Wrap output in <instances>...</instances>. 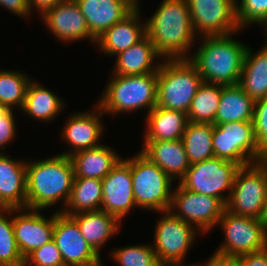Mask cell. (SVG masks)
<instances>
[{
	"label": "cell",
	"mask_w": 267,
	"mask_h": 266,
	"mask_svg": "<svg viewBox=\"0 0 267 266\" xmlns=\"http://www.w3.org/2000/svg\"><path fill=\"white\" fill-rule=\"evenodd\" d=\"M14 110L10 109L0 119V153L5 151V147L9 145L16 137L17 121L15 120Z\"/></svg>",
	"instance_id": "39"
},
{
	"label": "cell",
	"mask_w": 267,
	"mask_h": 266,
	"mask_svg": "<svg viewBox=\"0 0 267 266\" xmlns=\"http://www.w3.org/2000/svg\"><path fill=\"white\" fill-rule=\"evenodd\" d=\"M64 101L60 95L32 79L28 84L26 97L20 112H23L28 118L48 124L54 121L59 113L61 114V111L65 109Z\"/></svg>",
	"instance_id": "27"
},
{
	"label": "cell",
	"mask_w": 267,
	"mask_h": 266,
	"mask_svg": "<svg viewBox=\"0 0 267 266\" xmlns=\"http://www.w3.org/2000/svg\"><path fill=\"white\" fill-rule=\"evenodd\" d=\"M115 60L111 73L113 75L158 73L163 61L147 36L137 44L117 54Z\"/></svg>",
	"instance_id": "23"
},
{
	"label": "cell",
	"mask_w": 267,
	"mask_h": 266,
	"mask_svg": "<svg viewBox=\"0 0 267 266\" xmlns=\"http://www.w3.org/2000/svg\"><path fill=\"white\" fill-rule=\"evenodd\" d=\"M213 151L215 157L232 161L240 167L258 162L252 121L213 124Z\"/></svg>",
	"instance_id": "11"
},
{
	"label": "cell",
	"mask_w": 267,
	"mask_h": 266,
	"mask_svg": "<svg viewBox=\"0 0 267 266\" xmlns=\"http://www.w3.org/2000/svg\"><path fill=\"white\" fill-rule=\"evenodd\" d=\"M0 266H24L13 229V209L0 208Z\"/></svg>",
	"instance_id": "34"
},
{
	"label": "cell",
	"mask_w": 267,
	"mask_h": 266,
	"mask_svg": "<svg viewBox=\"0 0 267 266\" xmlns=\"http://www.w3.org/2000/svg\"><path fill=\"white\" fill-rule=\"evenodd\" d=\"M63 0H28L31 15L33 11H36L40 16H42L48 9L54 7L56 4L62 2Z\"/></svg>",
	"instance_id": "43"
},
{
	"label": "cell",
	"mask_w": 267,
	"mask_h": 266,
	"mask_svg": "<svg viewBox=\"0 0 267 266\" xmlns=\"http://www.w3.org/2000/svg\"><path fill=\"white\" fill-rule=\"evenodd\" d=\"M0 6L22 19L29 18L31 15L28 0H0Z\"/></svg>",
	"instance_id": "40"
},
{
	"label": "cell",
	"mask_w": 267,
	"mask_h": 266,
	"mask_svg": "<svg viewBox=\"0 0 267 266\" xmlns=\"http://www.w3.org/2000/svg\"><path fill=\"white\" fill-rule=\"evenodd\" d=\"M154 229L153 250L162 266H196L186 264L187 254L196 243L200 232L188 222L174 216L170 211H161Z\"/></svg>",
	"instance_id": "7"
},
{
	"label": "cell",
	"mask_w": 267,
	"mask_h": 266,
	"mask_svg": "<svg viewBox=\"0 0 267 266\" xmlns=\"http://www.w3.org/2000/svg\"><path fill=\"white\" fill-rule=\"evenodd\" d=\"M24 266H65L61 253L52 239L24 259Z\"/></svg>",
	"instance_id": "38"
},
{
	"label": "cell",
	"mask_w": 267,
	"mask_h": 266,
	"mask_svg": "<svg viewBox=\"0 0 267 266\" xmlns=\"http://www.w3.org/2000/svg\"><path fill=\"white\" fill-rule=\"evenodd\" d=\"M221 97V85L203 82L187 112L189 122L215 124Z\"/></svg>",
	"instance_id": "32"
},
{
	"label": "cell",
	"mask_w": 267,
	"mask_h": 266,
	"mask_svg": "<svg viewBox=\"0 0 267 266\" xmlns=\"http://www.w3.org/2000/svg\"><path fill=\"white\" fill-rule=\"evenodd\" d=\"M111 76L96 103L105 115L148 114L157 106V73Z\"/></svg>",
	"instance_id": "4"
},
{
	"label": "cell",
	"mask_w": 267,
	"mask_h": 266,
	"mask_svg": "<svg viewBox=\"0 0 267 266\" xmlns=\"http://www.w3.org/2000/svg\"><path fill=\"white\" fill-rule=\"evenodd\" d=\"M263 31H264L263 33H265L264 37L266 36L264 40H265V43L267 44V23L264 25Z\"/></svg>",
	"instance_id": "47"
},
{
	"label": "cell",
	"mask_w": 267,
	"mask_h": 266,
	"mask_svg": "<svg viewBox=\"0 0 267 266\" xmlns=\"http://www.w3.org/2000/svg\"><path fill=\"white\" fill-rule=\"evenodd\" d=\"M145 22L146 36L162 60L190 58V51L198 37L192 25L187 0H162Z\"/></svg>",
	"instance_id": "1"
},
{
	"label": "cell",
	"mask_w": 267,
	"mask_h": 266,
	"mask_svg": "<svg viewBox=\"0 0 267 266\" xmlns=\"http://www.w3.org/2000/svg\"><path fill=\"white\" fill-rule=\"evenodd\" d=\"M239 168L235 162L214 157L190 165L178 183L191 192L216 197L226 205Z\"/></svg>",
	"instance_id": "9"
},
{
	"label": "cell",
	"mask_w": 267,
	"mask_h": 266,
	"mask_svg": "<svg viewBox=\"0 0 267 266\" xmlns=\"http://www.w3.org/2000/svg\"><path fill=\"white\" fill-rule=\"evenodd\" d=\"M212 138L213 124L188 122L182 141L190 165L215 157Z\"/></svg>",
	"instance_id": "31"
},
{
	"label": "cell",
	"mask_w": 267,
	"mask_h": 266,
	"mask_svg": "<svg viewBox=\"0 0 267 266\" xmlns=\"http://www.w3.org/2000/svg\"><path fill=\"white\" fill-rule=\"evenodd\" d=\"M260 221L263 224V226L266 230V233H267V198H266V202L264 204V210H263L262 216L260 218Z\"/></svg>",
	"instance_id": "44"
},
{
	"label": "cell",
	"mask_w": 267,
	"mask_h": 266,
	"mask_svg": "<svg viewBox=\"0 0 267 266\" xmlns=\"http://www.w3.org/2000/svg\"><path fill=\"white\" fill-rule=\"evenodd\" d=\"M252 123L259 162L261 156L267 152V97L255 101Z\"/></svg>",
	"instance_id": "37"
},
{
	"label": "cell",
	"mask_w": 267,
	"mask_h": 266,
	"mask_svg": "<svg viewBox=\"0 0 267 266\" xmlns=\"http://www.w3.org/2000/svg\"><path fill=\"white\" fill-rule=\"evenodd\" d=\"M139 149L147 158L168 174L174 182L184 177L190 167L182 139L175 141H143Z\"/></svg>",
	"instance_id": "22"
},
{
	"label": "cell",
	"mask_w": 267,
	"mask_h": 266,
	"mask_svg": "<svg viewBox=\"0 0 267 266\" xmlns=\"http://www.w3.org/2000/svg\"><path fill=\"white\" fill-rule=\"evenodd\" d=\"M10 109L6 106L0 105V119L3 117Z\"/></svg>",
	"instance_id": "46"
},
{
	"label": "cell",
	"mask_w": 267,
	"mask_h": 266,
	"mask_svg": "<svg viewBox=\"0 0 267 266\" xmlns=\"http://www.w3.org/2000/svg\"><path fill=\"white\" fill-rule=\"evenodd\" d=\"M27 208L45 210L63 203L64 210L75 178L70 156L55 154L46 159L26 160Z\"/></svg>",
	"instance_id": "2"
},
{
	"label": "cell",
	"mask_w": 267,
	"mask_h": 266,
	"mask_svg": "<svg viewBox=\"0 0 267 266\" xmlns=\"http://www.w3.org/2000/svg\"><path fill=\"white\" fill-rule=\"evenodd\" d=\"M267 198V171L259 163L240 167L234 177L226 210L260 219Z\"/></svg>",
	"instance_id": "8"
},
{
	"label": "cell",
	"mask_w": 267,
	"mask_h": 266,
	"mask_svg": "<svg viewBox=\"0 0 267 266\" xmlns=\"http://www.w3.org/2000/svg\"><path fill=\"white\" fill-rule=\"evenodd\" d=\"M196 266H242L240 257L227 256L214 252L209 259Z\"/></svg>",
	"instance_id": "41"
},
{
	"label": "cell",
	"mask_w": 267,
	"mask_h": 266,
	"mask_svg": "<svg viewBox=\"0 0 267 266\" xmlns=\"http://www.w3.org/2000/svg\"><path fill=\"white\" fill-rule=\"evenodd\" d=\"M110 252L111 259L120 266H162L149 243L125 245Z\"/></svg>",
	"instance_id": "35"
},
{
	"label": "cell",
	"mask_w": 267,
	"mask_h": 266,
	"mask_svg": "<svg viewBox=\"0 0 267 266\" xmlns=\"http://www.w3.org/2000/svg\"><path fill=\"white\" fill-rule=\"evenodd\" d=\"M101 210L115 216L120 222L136 207L130 157L122 158L111 172L102 179Z\"/></svg>",
	"instance_id": "17"
},
{
	"label": "cell",
	"mask_w": 267,
	"mask_h": 266,
	"mask_svg": "<svg viewBox=\"0 0 267 266\" xmlns=\"http://www.w3.org/2000/svg\"><path fill=\"white\" fill-rule=\"evenodd\" d=\"M236 18L241 30L252 24L262 28L267 23V0H236Z\"/></svg>",
	"instance_id": "36"
},
{
	"label": "cell",
	"mask_w": 267,
	"mask_h": 266,
	"mask_svg": "<svg viewBox=\"0 0 267 266\" xmlns=\"http://www.w3.org/2000/svg\"><path fill=\"white\" fill-rule=\"evenodd\" d=\"M4 153H0V208H27L26 159Z\"/></svg>",
	"instance_id": "20"
},
{
	"label": "cell",
	"mask_w": 267,
	"mask_h": 266,
	"mask_svg": "<svg viewBox=\"0 0 267 266\" xmlns=\"http://www.w3.org/2000/svg\"><path fill=\"white\" fill-rule=\"evenodd\" d=\"M71 216L80 228L81 234L89 246L99 255L109 239L121 230L120 222L115 216L103 210L77 213Z\"/></svg>",
	"instance_id": "25"
},
{
	"label": "cell",
	"mask_w": 267,
	"mask_h": 266,
	"mask_svg": "<svg viewBox=\"0 0 267 266\" xmlns=\"http://www.w3.org/2000/svg\"><path fill=\"white\" fill-rule=\"evenodd\" d=\"M202 83L189 59L163 60L157 73V106L187 114Z\"/></svg>",
	"instance_id": "5"
},
{
	"label": "cell",
	"mask_w": 267,
	"mask_h": 266,
	"mask_svg": "<svg viewBox=\"0 0 267 266\" xmlns=\"http://www.w3.org/2000/svg\"><path fill=\"white\" fill-rule=\"evenodd\" d=\"M187 3L198 38L242 31L236 18V0H187Z\"/></svg>",
	"instance_id": "13"
},
{
	"label": "cell",
	"mask_w": 267,
	"mask_h": 266,
	"mask_svg": "<svg viewBox=\"0 0 267 266\" xmlns=\"http://www.w3.org/2000/svg\"><path fill=\"white\" fill-rule=\"evenodd\" d=\"M75 178H105L123 158L106 144L77 151L70 155Z\"/></svg>",
	"instance_id": "24"
},
{
	"label": "cell",
	"mask_w": 267,
	"mask_h": 266,
	"mask_svg": "<svg viewBox=\"0 0 267 266\" xmlns=\"http://www.w3.org/2000/svg\"><path fill=\"white\" fill-rule=\"evenodd\" d=\"M85 17L90 33L97 39L127 16L136 6L134 0H75Z\"/></svg>",
	"instance_id": "21"
},
{
	"label": "cell",
	"mask_w": 267,
	"mask_h": 266,
	"mask_svg": "<svg viewBox=\"0 0 267 266\" xmlns=\"http://www.w3.org/2000/svg\"><path fill=\"white\" fill-rule=\"evenodd\" d=\"M234 34L197 39L200 46L189 60L197 68L203 82L222 86L239 84L248 46L237 41Z\"/></svg>",
	"instance_id": "3"
},
{
	"label": "cell",
	"mask_w": 267,
	"mask_h": 266,
	"mask_svg": "<svg viewBox=\"0 0 267 266\" xmlns=\"http://www.w3.org/2000/svg\"><path fill=\"white\" fill-rule=\"evenodd\" d=\"M259 163L266 169L267 171V152L261 156Z\"/></svg>",
	"instance_id": "45"
},
{
	"label": "cell",
	"mask_w": 267,
	"mask_h": 266,
	"mask_svg": "<svg viewBox=\"0 0 267 266\" xmlns=\"http://www.w3.org/2000/svg\"><path fill=\"white\" fill-rule=\"evenodd\" d=\"M31 80L32 77L21 70L0 69V105L19 112Z\"/></svg>",
	"instance_id": "33"
},
{
	"label": "cell",
	"mask_w": 267,
	"mask_h": 266,
	"mask_svg": "<svg viewBox=\"0 0 267 266\" xmlns=\"http://www.w3.org/2000/svg\"><path fill=\"white\" fill-rule=\"evenodd\" d=\"M140 3L121 21L114 24L96 40V48L104 56L115 57L120 52L137 44L146 36V22H142Z\"/></svg>",
	"instance_id": "19"
},
{
	"label": "cell",
	"mask_w": 267,
	"mask_h": 266,
	"mask_svg": "<svg viewBox=\"0 0 267 266\" xmlns=\"http://www.w3.org/2000/svg\"><path fill=\"white\" fill-rule=\"evenodd\" d=\"M255 101L239 84L221 85V97L215 116V125L226 122L252 121Z\"/></svg>",
	"instance_id": "29"
},
{
	"label": "cell",
	"mask_w": 267,
	"mask_h": 266,
	"mask_svg": "<svg viewBox=\"0 0 267 266\" xmlns=\"http://www.w3.org/2000/svg\"><path fill=\"white\" fill-rule=\"evenodd\" d=\"M177 184L173 189L169 211L193 225L202 235L217 227L226 205L216 197L191 192Z\"/></svg>",
	"instance_id": "12"
},
{
	"label": "cell",
	"mask_w": 267,
	"mask_h": 266,
	"mask_svg": "<svg viewBox=\"0 0 267 266\" xmlns=\"http://www.w3.org/2000/svg\"><path fill=\"white\" fill-rule=\"evenodd\" d=\"M242 266H267V248L240 256Z\"/></svg>",
	"instance_id": "42"
},
{
	"label": "cell",
	"mask_w": 267,
	"mask_h": 266,
	"mask_svg": "<svg viewBox=\"0 0 267 266\" xmlns=\"http://www.w3.org/2000/svg\"><path fill=\"white\" fill-rule=\"evenodd\" d=\"M130 171L136 207L157 213L169 211L174 180L140 150L130 157Z\"/></svg>",
	"instance_id": "6"
},
{
	"label": "cell",
	"mask_w": 267,
	"mask_h": 266,
	"mask_svg": "<svg viewBox=\"0 0 267 266\" xmlns=\"http://www.w3.org/2000/svg\"><path fill=\"white\" fill-rule=\"evenodd\" d=\"M188 122L186 113L156 106L146 115L143 141L182 139Z\"/></svg>",
	"instance_id": "26"
},
{
	"label": "cell",
	"mask_w": 267,
	"mask_h": 266,
	"mask_svg": "<svg viewBox=\"0 0 267 266\" xmlns=\"http://www.w3.org/2000/svg\"><path fill=\"white\" fill-rule=\"evenodd\" d=\"M40 20L61 43L87 39L96 44L97 39L90 33L85 17L75 0H63L48 9L40 16Z\"/></svg>",
	"instance_id": "18"
},
{
	"label": "cell",
	"mask_w": 267,
	"mask_h": 266,
	"mask_svg": "<svg viewBox=\"0 0 267 266\" xmlns=\"http://www.w3.org/2000/svg\"><path fill=\"white\" fill-rule=\"evenodd\" d=\"M217 226L225 237L215 249L216 253L240 257L267 248V233L260 219L236 215L225 209Z\"/></svg>",
	"instance_id": "10"
},
{
	"label": "cell",
	"mask_w": 267,
	"mask_h": 266,
	"mask_svg": "<svg viewBox=\"0 0 267 266\" xmlns=\"http://www.w3.org/2000/svg\"><path fill=\"white\" fill-rule=\"evenodd\" d=\"M94 105L91 110L74 111L69 115L66 124L60 131V138L71 148L59 154L70 156L77 151L95 148L103 144L101 140L106 125H103L102 117L105 114L96 103Z\"/></svg>",
	"instance_id": "15"
},
{
	"label": "cell",
	"mask_w": 267,
	"mask_h": 266,
	"mask_svg": "<svg viewBox=\"0 0 267 266\" xmlns=\"http://www.w3.org/2000/svg\"><path fill=\"white\" fill-rule=\"evenodd\" d=\"M239 85L254 101L267 97V44L254 52L248 45Z\"/></svg>",
	"instance_id": "28"
},
{
	"label": "cell",
	"mask_w": 267,
	"mask_h": 266,
	"mask_svg": "<svg viewBox=\"0 0 267 266\" xmlns=\"http://www.w3.org/2000/svg\"><path fill=\"white\" fill-rule=\"evenodd\" d=\"M53 240L65 266H96L102 259L87 243L77 222L69 215L55 211Z\"/></svg>",
	"instance_id": "14"
},
{
	"label": "cell",
	"mask_w": 267,
	"mask_h": 266,
	"mask_svg": "<svg viewBox=\"0 0 267 266\" xmlns=\"http://www.w3.org/2000/svg\"><path fill=\"white\" fill-rule=\"evenodd\" d=\"M103 263H104V262H103V260H102V261H101L99 264H97L96 266H104Z\"/></svg>",
	"instance_id": "48"
},
{
	"label": "cell",
	"mask_w": 267,
	"mask_h": 266,
	"mask_svg": "<svg viewBox=\"0 0 267 266\" xmlns=\"http://www.w3.org/2000/svg\"><path fill=\"white\" fill-rule=\"evenodd\" d=\"M102 191L101 179L74 178L69 200L61 212L66 215H75L101 210Z\"/></svg>",
	"instance_id": "30"
},
{
	"label": "cell",
	"mask_w": 267,
	"mask_h": 266,
	"mask_svg": "<svg viewBox=\"0 0 267 266\" xmlns=\"http://www.w3.org/2000/svg\"><path fill=\"white\" fill-rule=\"evenodd\" d=\"M41 212V213H40ZM55 212L46 218L42 210L13 209V229L17 247L25 259L34 250L53 239Z\"/></svg>",
	"instance_id": "16"
}]
</instances>
